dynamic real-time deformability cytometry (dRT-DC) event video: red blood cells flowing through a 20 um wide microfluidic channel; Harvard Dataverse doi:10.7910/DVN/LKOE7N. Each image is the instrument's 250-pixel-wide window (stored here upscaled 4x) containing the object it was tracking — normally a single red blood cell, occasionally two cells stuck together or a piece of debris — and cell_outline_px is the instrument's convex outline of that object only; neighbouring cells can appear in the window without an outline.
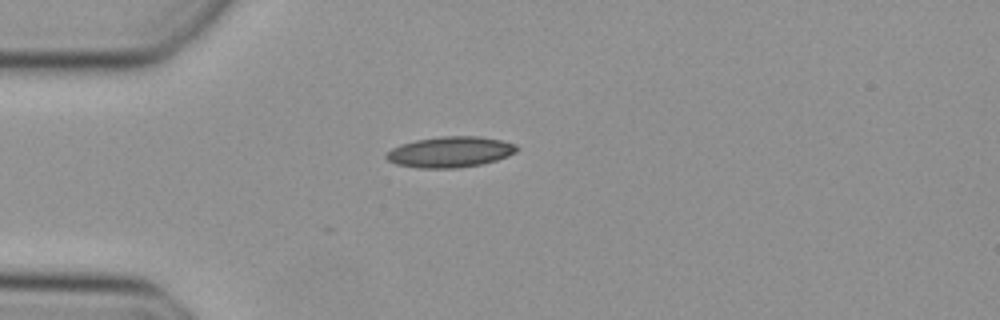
{"species": "Egyptian fruit bat (a non-hibernating species)", "species_latin": "Rousettus aegyptiacus", "temperature_condition": "cold", "stored_images_in_passage": 2, "camera_frame_rate_fps": 3000, "um_per_image_px": 0.085, "animal": {"sex": "female"}, "frame": {"image": 1, "passage_image": 2, "time_ms": 0.333, "image_size_px": [1000, 320], "cell_outline_px": [[520, 148], [516, 152], [508, 156], [496, 160], [480, 164], [456, 168], [416, 168], [396, 164], [388, 160], [384, 156], [392, 148], [400, 144], [416, 140], [440, 136], [480, 136], [500, 140], [516, 144]], "centroid_in_image_um": [38.27, 12.91], "position_along_channel_um": 46.7, "area_um2": 23.47}}